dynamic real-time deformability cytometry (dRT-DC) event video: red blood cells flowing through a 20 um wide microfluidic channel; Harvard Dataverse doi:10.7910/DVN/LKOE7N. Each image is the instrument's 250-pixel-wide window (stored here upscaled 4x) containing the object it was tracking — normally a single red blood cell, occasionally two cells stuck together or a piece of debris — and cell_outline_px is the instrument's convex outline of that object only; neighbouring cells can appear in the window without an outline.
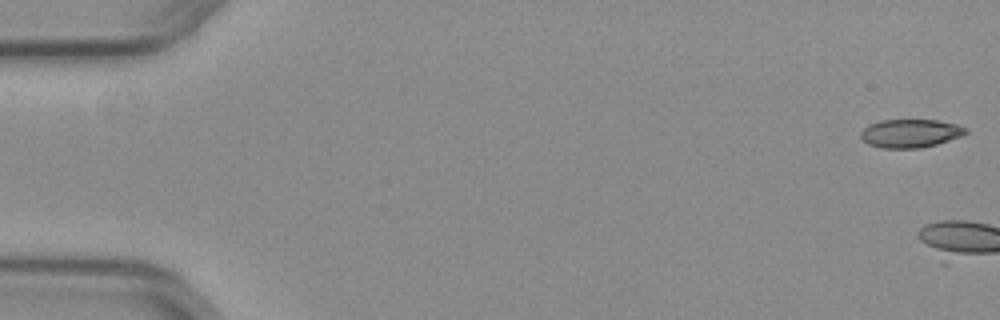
{"species": "common noctule bat (a hibernating species)", "species_latin": "Nyctalus noctula", "temperature_condition": "warm", "stored_images_in_passage": 4, "camera_frame_rate_fps": 3000, "um_per_image_px": 0.085, "animal": {"sex": "female", "body_mass_g": 29.2, "forearm_length_mm": 56.3}, "frame": {"image": 1, "passage_image": 1, "time_ms": 0.0, "image_size_px": [1000, 320], "cell_outline_px": [[968, 132], [964, 136], [936, 144], [920, 148], [884, 148], [868, 144], [860, 136], [860, 132], [864, 128], [872, 124], [884, 120], [936, 120], [956, 124], [968, 128]], "centroid_in_image_um": [77.43, 11.34], "position_along_channel_um": 7.6, "area_um2": 17.28}}